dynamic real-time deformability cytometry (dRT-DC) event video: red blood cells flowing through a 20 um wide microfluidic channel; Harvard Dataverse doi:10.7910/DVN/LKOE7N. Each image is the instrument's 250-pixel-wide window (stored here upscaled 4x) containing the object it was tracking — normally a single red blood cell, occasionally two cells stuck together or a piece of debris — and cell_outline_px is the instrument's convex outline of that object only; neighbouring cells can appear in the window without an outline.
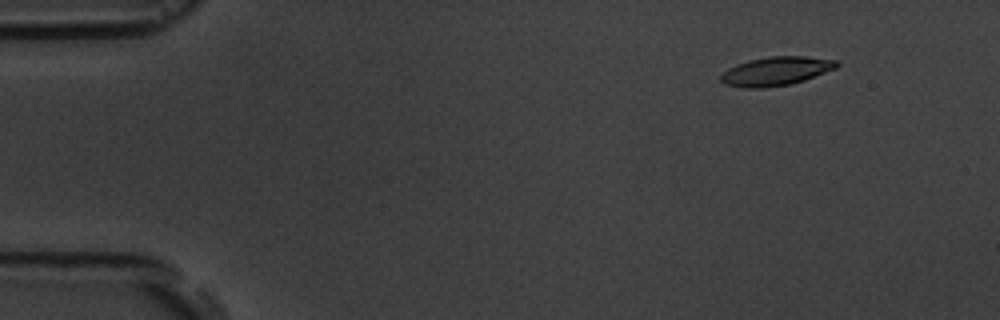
{"species": "common noctule bat (a hibernating species)", "species_latin": "Nyctalus noctula", "temperature_condition": "room temperature", "stored_images_in_passage": 5, "camera_frame_rate_fps": 3000, "um_per_image_px": 0.085, "animal": {"sex": "male", "body_mass_g": 19.5, "forearm_length_mm": 54.6}, "frame": {"image": 1, "passage_image": 2, "time_ms": 1.0, "image_size_px": [1000, 320], "cell_outline_px": [[840, 64], [836, 68], [804, 80], [792, 84], [764, 88], [744, 88], [724, 84], [720, 80], [720, 76], [728, 68], [736, 64], [748, 60], [772, 56], [804, 56], [840, 60]], "centroid_in_image_um": [65.97, 6.05], "position_along_channel_um": 19.0, "area_um2": 19.59}}
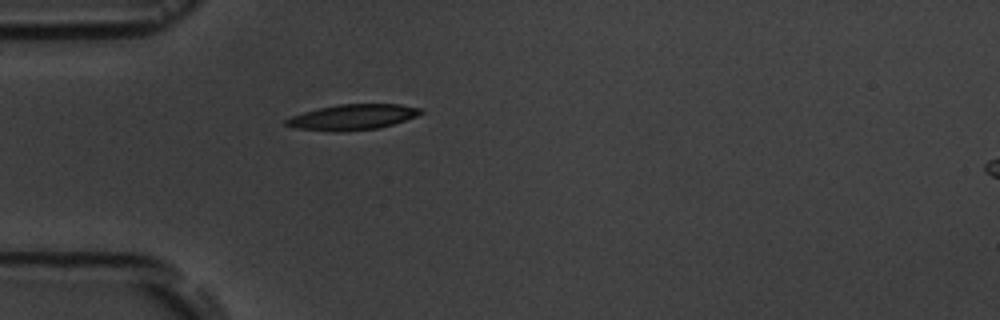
{"frame": {"image": 2, "passage_image": 5, "time_ms": 4.333, "image_size_px": [1000, 320], "cell_outline_px": [[424, 112], [416, 116], [380, 128], [340, 132], [332, 132], [296, 128], [284, 124], [284, 120], [292, 116], [304, 112], [320, 108], [340, 104], [400, 104], [424, 108]], "centroid_in_image_um": [29.99, 9.96], "position_along_channel_um": 55.0, "area_um2": 20.06}}